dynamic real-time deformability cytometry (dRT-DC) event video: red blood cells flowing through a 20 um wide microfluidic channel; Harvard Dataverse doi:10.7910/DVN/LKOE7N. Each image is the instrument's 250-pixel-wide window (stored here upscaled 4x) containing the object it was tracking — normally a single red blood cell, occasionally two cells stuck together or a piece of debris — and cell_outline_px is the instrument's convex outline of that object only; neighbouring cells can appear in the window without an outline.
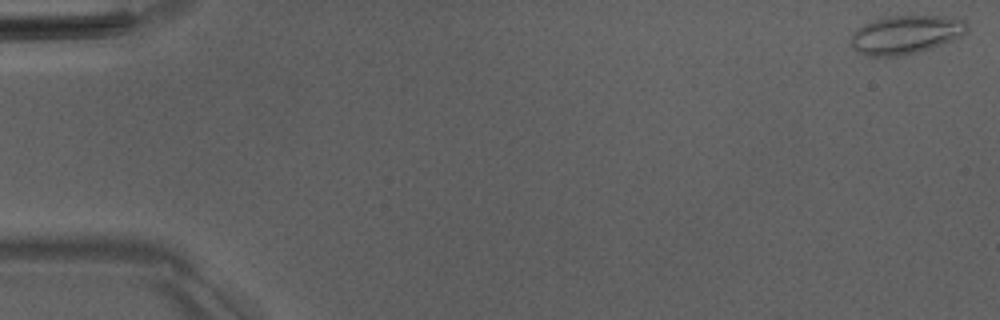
{"species": "Egyptian fruit bat (a non-hibernating species)", "species_latin": "Rousettus aegyptiacus", "temperature_condition": "room temperature", "stored_images_in_passage": 22, "camera_frame_rate_fps": 3000, "um_per_image_px": 0.085, "animal": {"sex": "male"}, "frame": {"image": 1, "passage_image": 1, "time_ms": 0.0, "image_size_px": [1000, 320], "cell_outline_px": [[968, 32], [952, 40], [916, 52], [896, 56], [868, 56], [856, 52], [852, 48], [852, 32], [856, 28], [864, 24], [888, 16], [944, 16], [964, 20], [968, 24]], "centroid_in_image_um": [76.97, 2.94], "position_along_channel_um": 8.0, "area_um2": 25.84}}